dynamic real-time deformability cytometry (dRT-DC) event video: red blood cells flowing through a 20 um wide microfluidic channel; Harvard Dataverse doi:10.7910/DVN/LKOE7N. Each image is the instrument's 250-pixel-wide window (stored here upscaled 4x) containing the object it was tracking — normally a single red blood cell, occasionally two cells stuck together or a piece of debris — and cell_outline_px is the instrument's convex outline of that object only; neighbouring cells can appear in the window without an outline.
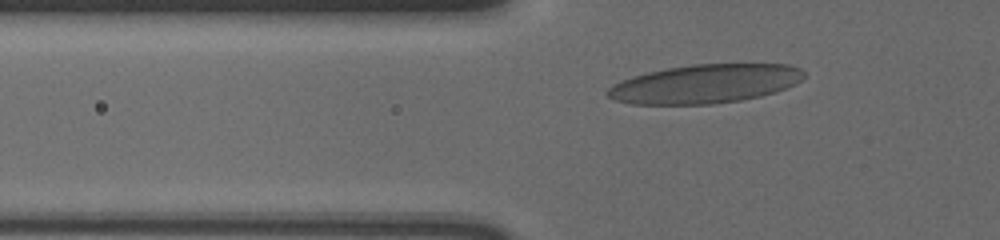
{"species": "human", "species_latin": "Homo sapiens", "temperature_condition": "cold", "stored_images_in_passage": 36, "camera_frame_rate_fps": 3000, "um_per_image_px": 0.085, "donor": {"sex": "male"}, "frame": {"image": 1, "passage_image": 6, "time_ms": 1.667, "image_size_px": [1000, 240], "cell_outline_px": [[804, 76], [800, 80], [776, 92], [760, 96], [740, 100], [712, 104], [632, 104], [616, 100], [608, 96], [604, 92], [612, 84], [620, 80], [632, 76], [648, 72], [668, 68], [692, 64], [788, 64], [800, 68], [804, 72]], "centroid_in_image_um": [59.89, 7.12], "position_along_channel_um": 65.9, "area_um2": 44.27}}
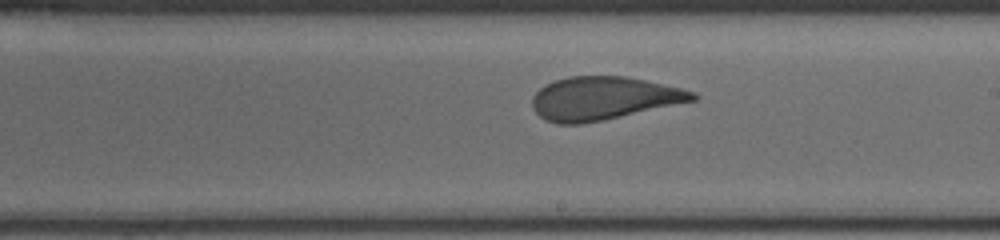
{"frame": {"image": 2, "passage_image": 21, "time_ms": 6.667, "image_size_px": [1000, 240], "cell_outline_px": [[700, 96], [696, 100], [604, 120], [580, 124], [556, 124], [544, 120], [532, 108], [532, 96], [544, 84], [568, 76], [624, 76], [644, 80], [680, 88], [696, 92]], "centroid_in_image_um": [51.27, 8.36], "position_along_channel_um": 237.7, "area_um2": 40.4}}
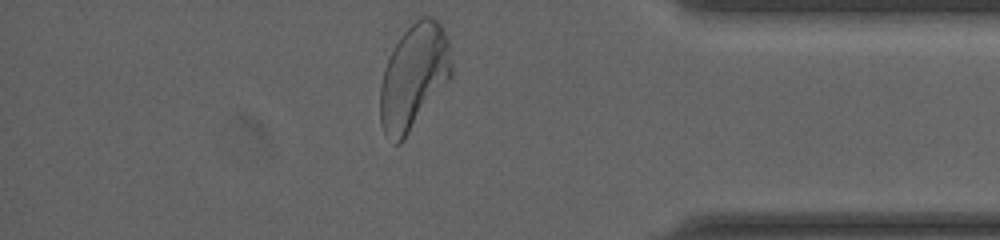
{"frame": {"image": 3, "passage_image": 36, "time_ms": 11.667, "image_size_px": [1000, 240], "cell_outline_px": [[452, 76], [404, 140], [400, 144], [396, 144], [384, 132], [380, 124], [380, 84], [384, 68], [400, 36], [420, 16], [432, 16], [444, 28], [448, 36], [452, 68]], "centroid_in_image_um": [35.18, 6.52], "position_along_channel_um": 400.0, "area_um2": 43.7}, "authors_computed_cell_mechanics": {"area_um2": 40.9513, "velocity_mm_per_s": 3.6033, "shape_relaxation_time_tau1_ms": 4.3763, "shape_relaxation_time_tau2_ms": 0.8207, "deformation_change_tau1": 0.1649, "deformation_change_tau2": 0.0752}}